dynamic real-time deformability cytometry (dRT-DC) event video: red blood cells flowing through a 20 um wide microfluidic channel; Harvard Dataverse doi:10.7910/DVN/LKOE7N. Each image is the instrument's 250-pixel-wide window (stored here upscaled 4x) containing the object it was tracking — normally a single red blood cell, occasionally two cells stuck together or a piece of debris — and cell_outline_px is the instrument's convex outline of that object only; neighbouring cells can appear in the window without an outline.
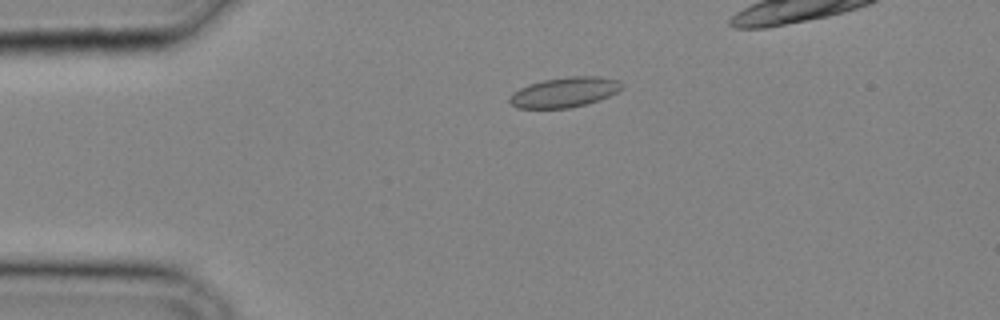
{"species": "common noctule bat (a hibernating species)", "species_latin": "Nyctalus noctula", "temperature_condition": "cold", "stored_images_in_passage": 24, "camera_frame_rate_fps": 3000, "um_per_image_px": 0.085, "animal": {"sex": "male", "body_mass_g": 20.4}, "frame": {"image": 1, "passage_image": 1, "time_ms": 0.0, "image_size_px": [1000, 320], "cell_outline_px": [[624, 88], [608, 96], [584, 104], [568, 108], [516, 108], [508, 100], [512, 92], [528, 84], [544, 80], [568, 76], [600, 76], [616, 80], [624, 84]], "centroid_in_image_um": [47.96, 7.83], "position_along_channel_um": 37.0, "area_um2": 19.54}}
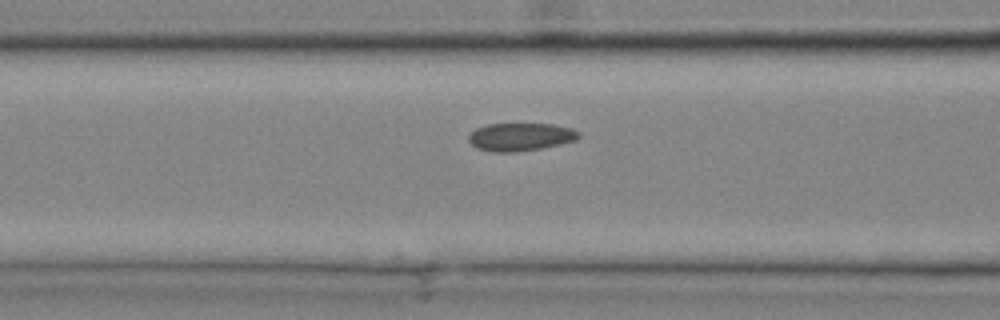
{"frame": {"image": 2, "passage_image": 7, "time_ms": 2.0, "image_size_px": [1000, 320], "cell_outline_px": [[580, 136], [576, 140], [560, 144], [540, 148], [516, 152], [492, 152], [476, 148], [468, 140], [468, 136], [476, 128], [488, 124], [552, 124], [572, 128], [580, 132]], "centroid_in_image_um": [44.24, 11.63], "position_along_channel_um": 122.4, "area_um2": 17.92}}
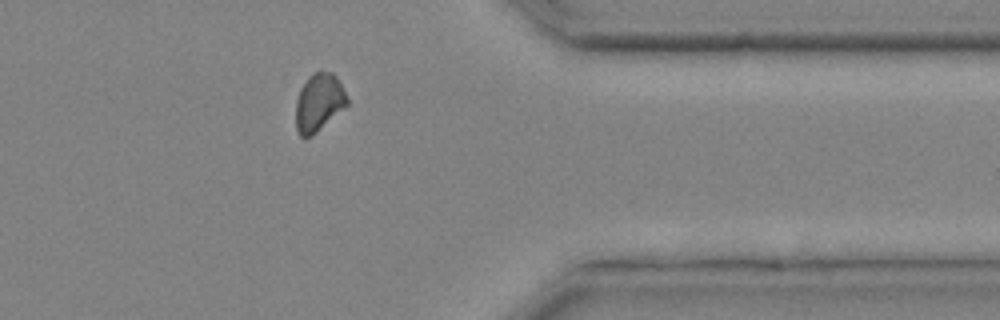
{"frame": {"image": 3, "passage_image": 21, "time_ms": 6.667, "image_size_px": [1000, 320], "cell_outline_px": [[348, 104], [312, 136], [300, 136], [296, 128], [296, 100], [300, 88], [308, 76], [316, 72], [332, 72], [336, 76], [348, 100]], "centroid_in_image_um": [27.08, 8.7], "position_along_channel_um": 384.3, "area_um2": 16.99}}